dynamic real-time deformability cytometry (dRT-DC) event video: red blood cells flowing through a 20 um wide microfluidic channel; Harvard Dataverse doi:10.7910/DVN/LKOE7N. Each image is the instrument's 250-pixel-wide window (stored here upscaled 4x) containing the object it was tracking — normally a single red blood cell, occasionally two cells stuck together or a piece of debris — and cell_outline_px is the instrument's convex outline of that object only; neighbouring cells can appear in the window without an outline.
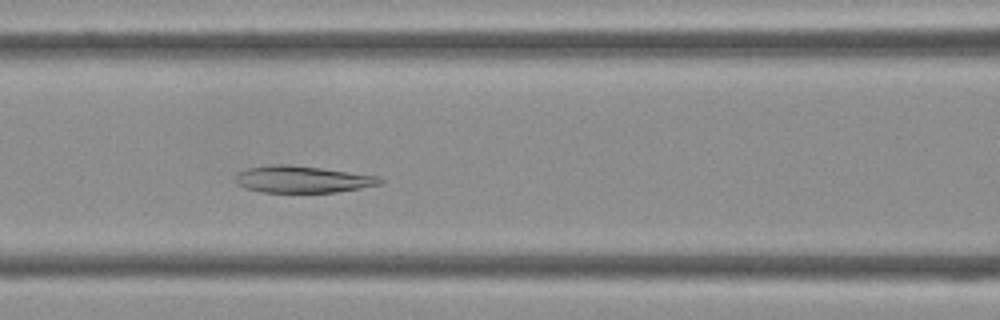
{"species": "Egyptian fruit bat (a non-hibernating species)", "species_latin": "Rousettus aegyptiacus", "temperature_condition": "cold", "stored_images_in_passage": 41, "camera_frame_rate_fps": 3000, "um_per_image_px": 0.085, "frame": {"image": 1, "passage_image": 15, "time_ms": 4.667, "image_size_px": [1000, 320], "cell_outline_px": [[384, 180], [380, 184], [360, 188], [336, 192], [260, 192], [244, 188], [236, 184], [232, 180], [240, 172], [248, 168], [272, 164], [288, 164], [320, 168], [380, 176]], "centroid_in_image_um": [25.67, 15.24], "position_along_channel_um": 140.9, "area_um2": 22.66}}
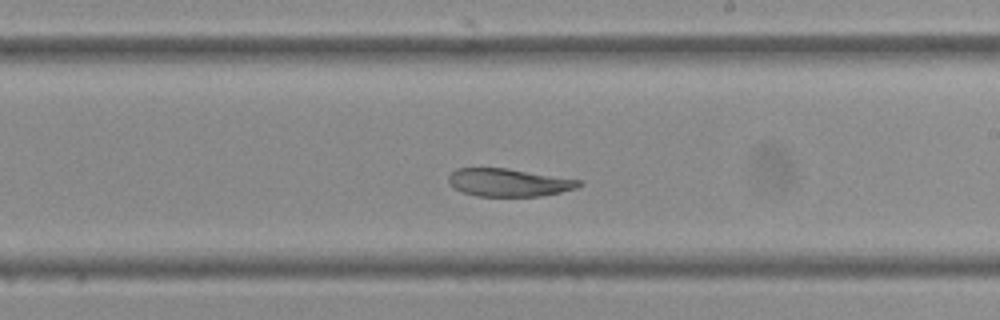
{"frame": {"image": 2, "passage_image": 22, "time_ms": 7.0, "image_size_px": [1000, 320], "cell_outline_px": [[584, 184], [576, 188], [560, 192], [540, 196], [476, 196], [452, 188], [448, 184], [448, 176], [456, 168], [508, 168], [580, 180]], "centroid_in_image_um": [43.21, 15.51], "position_along_channel_um": 245.8, "area_um2": 21.21}}
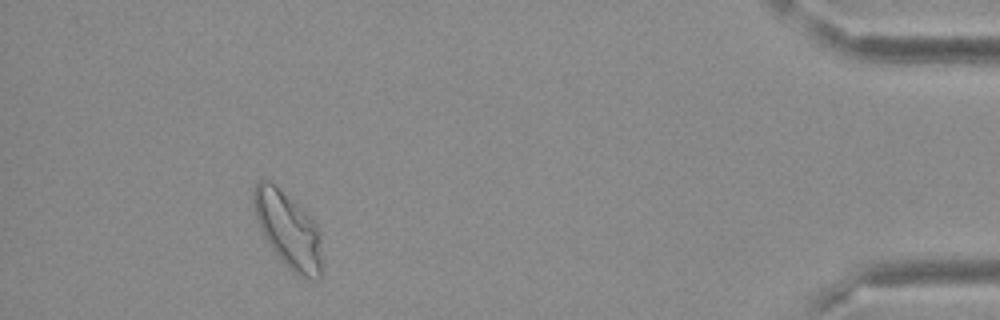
{"frame": {"image": 3, "passage_image": 37, "time_ms": 12.0, "image_size_px": [1000, 320], "cell_outline_px": [[320, 276], [316, 280], [292, 272], [288, 268], [272, 248], [264, 236], [260, 228], [252, 204], [252, 192], [256, 184], [260, 180], [268, 180], [300, 208], [316, 224], [320, 232]], "centroid_in_image_um": [24.46, 19.54], "position_along_channel_um": 410.7, "area_um2": 29.19}}